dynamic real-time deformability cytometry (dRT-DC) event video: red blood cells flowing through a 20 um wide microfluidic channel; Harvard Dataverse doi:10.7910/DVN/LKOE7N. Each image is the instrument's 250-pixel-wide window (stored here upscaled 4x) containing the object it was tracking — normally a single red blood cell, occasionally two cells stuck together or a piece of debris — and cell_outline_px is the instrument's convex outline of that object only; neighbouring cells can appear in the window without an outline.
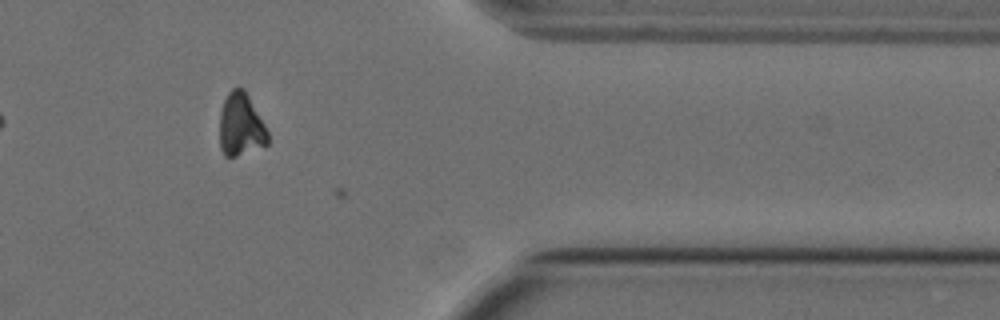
{"species": "Egyptian fruit bat (a non-hibernating species)", "species_latin": "Rousettus aegyptiacus", "temperature_condition": "cold", "stored_images_in_passage": 15, "camera_frame_rate_fps": 3000, "um_per_image_px": 0.085, "animal": {"sex": "female"}, "frame": {"image": 1, "passage_image": 13, "time_ms": 4.0, "image_size_px": [1000, 320], "cell_outline_px": [[268, 144], [236, 156], [224, 156], [220, 148], [220, 112], [224, 100], [228, 92], [232, 88], [244, 88], [264, 124], [268, 132]], "centroid_in_image_um": [20.45, 10.61], "position_along_channel_um": 390.9, "area_um2": 17.51}}